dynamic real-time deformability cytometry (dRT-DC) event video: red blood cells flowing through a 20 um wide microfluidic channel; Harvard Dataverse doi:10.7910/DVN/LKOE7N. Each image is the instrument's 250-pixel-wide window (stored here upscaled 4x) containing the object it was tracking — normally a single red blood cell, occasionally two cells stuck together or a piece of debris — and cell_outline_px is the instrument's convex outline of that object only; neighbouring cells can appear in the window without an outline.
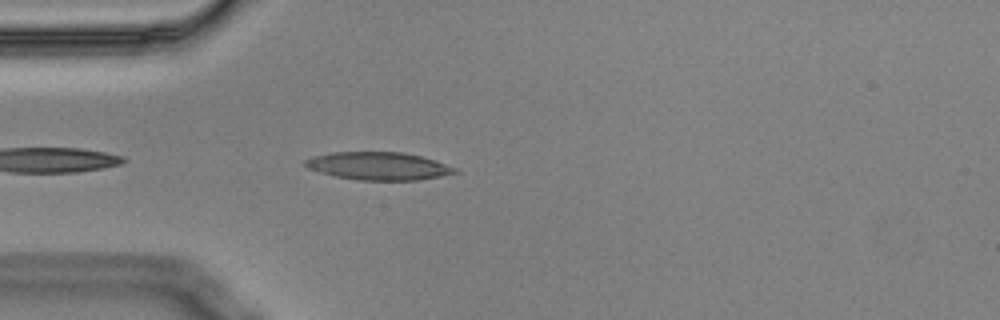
{"species": "Egyptian fruit bat (a non-hibernating species)", "species_latin": "Rousettus aegyptiacus", "temperature_condition": "cold", "stored_images_in_passage": 8, "camera_frame_rate_fps": 3000, "um_per_image_px": 0.085, "animal": {"sex": "male"}, "frame": {"image": 1, "passage_image": 3, "time_ms": 0.667, "image_size_px": [1000, 320], "cell_outline_px": [[460, 172], [420, 180], [360, 180], [336, 176], [320, 172], [308, 168], [304, 164], [304, 160], [312, 156], [332, 152], [404, 152], [436, 160], [460, 168]], "centroid_in_image_um": [32.23, 14.1], "position_along_channel_um": 52.8, "area_um2": 24.45}}
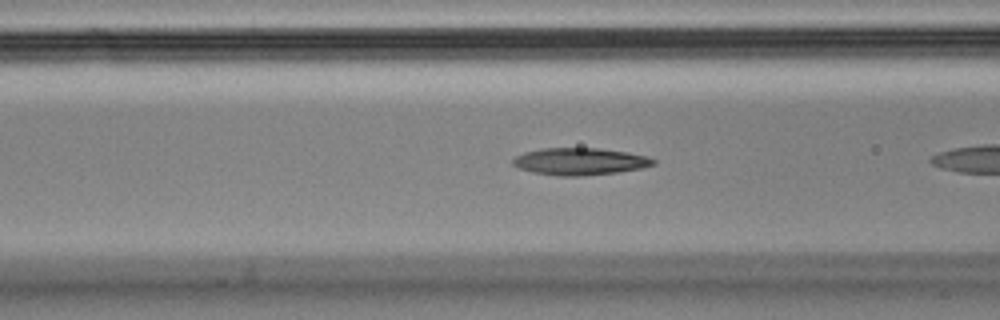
{"frame": {"image": 2, "passage_image": 6, "time_ms": 1.667, "image_size_px": [1000, 320], "cell_outline_px": [[656, 164], [644, 168], [616, 172], [580, 176], [560, 176], [532, 172], [520, 168], [512, 164], [512, 160], [516, 156], [524, 152], [540, 148], [600, 148], [628, 152], [644, 156], [656, 160]], "centroid_in_image_um": [49.29, 13.72], "position_along_channel_um": 117.3, "area_um2": 22.2}}